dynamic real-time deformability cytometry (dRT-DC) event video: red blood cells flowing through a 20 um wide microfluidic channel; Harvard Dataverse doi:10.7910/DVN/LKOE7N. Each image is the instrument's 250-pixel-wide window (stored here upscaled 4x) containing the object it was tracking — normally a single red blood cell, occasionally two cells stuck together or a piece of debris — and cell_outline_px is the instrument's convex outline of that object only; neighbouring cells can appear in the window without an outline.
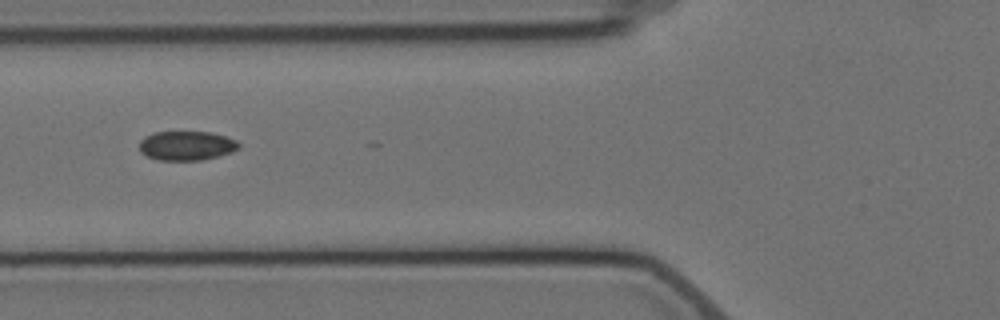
{"species": "Egyptian fruit bat (a non-hibernating species)", "species_latin": "Rousettus aegyptiacus", "temperature_condition": "cold", "stored_images_in_passage": 7, "camera_frame_rate_fps": 3000, "um_per_image_px": 0.085, "animal": {"sex": "female"}, "frame": {"image": 1, "passage_image": 5, "time_ms": 4.667, "image_size_px": [1000, 320], "cell_outline_px": [[240, 148], [232, 152], [200, 160], [160, 160], [148, 156], [140, 152], [140, 140], [144, 136], [152, 132], [208, 132], [224, 136], [236, 140], [240, 144]], "centroid_in_image_um": [15.84, 12.37], "position_along_channel_um": 110.0, "area_um2": 16.88}}
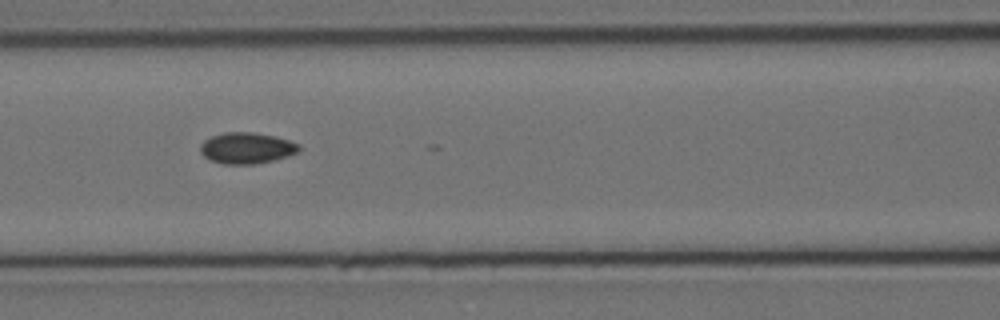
{"frame": {"image": 2, "passage_image": 6, "time_ms": 5.667, "image_size_px": [1000, 320], "cell_outline_px": [[300, 148], [296, 152], [276, 160], [256, 164], [224, 164], [212, 160], [204, 156], [200, 152], [200, 144], [204, 140], [212, 136], [224, 132], [252, 132], [276, 136], [300, 144]], "centroid_in_image_um": [20.96, 12.58], "position_along_channel_um": 145.6, "area_um2": 17.92}}
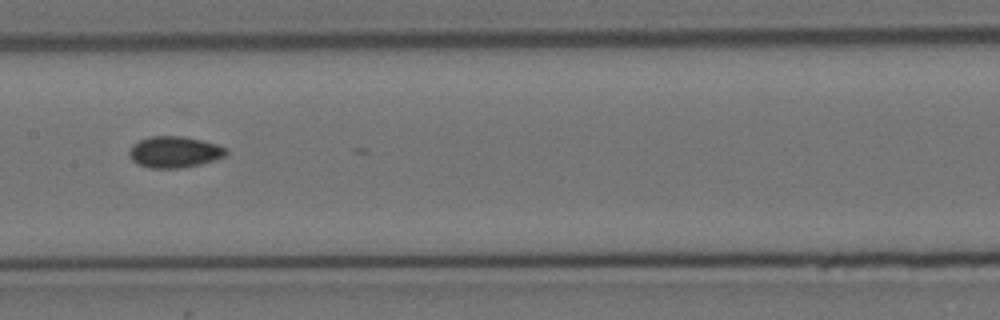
{"frame": {"image": 3, "passage_image": 7, "time_ms": 7.0, "image_size_px": [1000, 320], "cell_outline_px": [[228, 152], [224, 156], [200, 164], [180, 168], [148, 168], [132, 160], [128, 156], [128, 152], [132, 144], [148, 136], [184, 136], [216, 144], [228, 148]], "centroid_in_image_um": [14.8, 12.91], "position_along_channel_um": 192.6, "area_um2": 17.69}}